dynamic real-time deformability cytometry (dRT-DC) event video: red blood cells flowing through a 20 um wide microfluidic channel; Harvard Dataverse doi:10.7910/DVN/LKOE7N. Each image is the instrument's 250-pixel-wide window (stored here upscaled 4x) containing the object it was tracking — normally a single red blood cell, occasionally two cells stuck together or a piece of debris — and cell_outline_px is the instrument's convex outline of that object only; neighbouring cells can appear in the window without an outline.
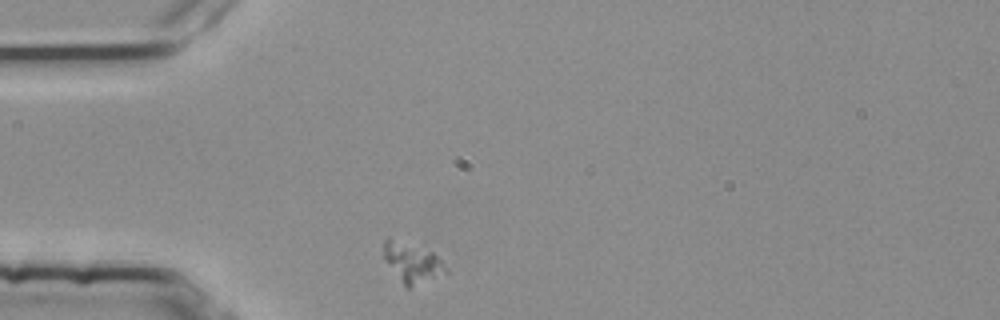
{"species": "common noctule bat (a hibernating species)", "species_latin": "Nyctalus noctula", "temperature_condition": "room temperature", "stored_images_in_passage": 32, "camera_frame_rate_fps": 3000, "um_per_image_px": 0.085, "animal": {"sex": "female", "body_mass_g": 25.1}, "frame": {"image": 1, "passage_image": 1, "time_ms": 0.0, "image_size_px": [1000, 320], "cell_outline_px": [[448, 272], [408, 288], [404, 284], [384, 260], [384, 240], [388, 240], [432, 252], [448, 268]], "centroid_in_image_um": [35.06, 22.38], "position_along_channel_um": 49.9, "area_um2": 13.29}}
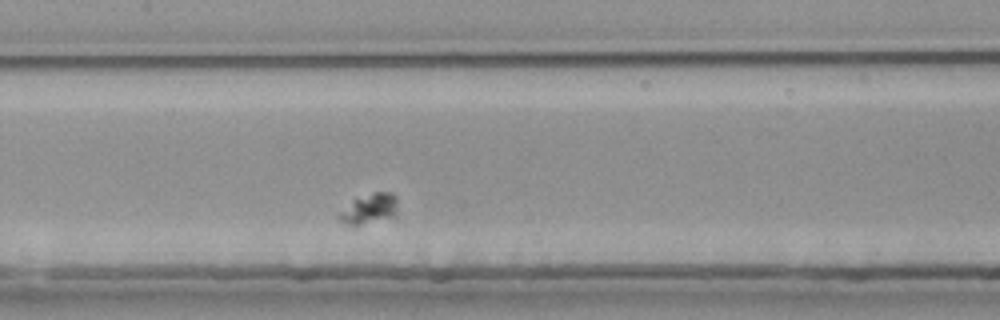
{"frame": {"image": 2, "passage_image": 13, "time_ms": 4.0, "image_size_px": [1000, 320], "cell_outline_px": [[396, 216], [360, 224], [344, 224], [336, 216], [336, 212], [356, 200], [372, 192], [392, 192], [396, 196]], "centroid_in_image_um": [31.38, 17.74], "position_along_channel_um": 176.0, "area_um2": 10.06}}
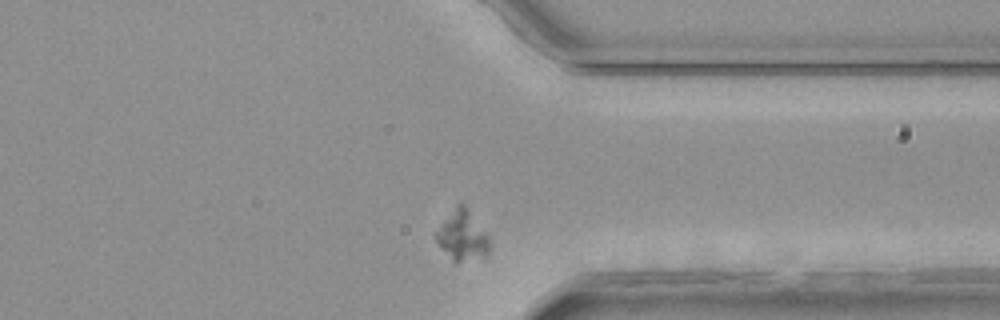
{"frame": {"image": 3, "passage_image": 30, "time_ms": 9.667, "image_size_px": [1000, 320], "cell_outline_px": [[488, 256], [456, 264], [452, 260], [436, 240], [436, 232], [444, 220], [456, 204], [464, 204], [468, 208], [488, 236]], "centroid_in_image_um": [39.31, 20.06], "position_along_channel_um": 372.1, "area_um2": 15.32}}